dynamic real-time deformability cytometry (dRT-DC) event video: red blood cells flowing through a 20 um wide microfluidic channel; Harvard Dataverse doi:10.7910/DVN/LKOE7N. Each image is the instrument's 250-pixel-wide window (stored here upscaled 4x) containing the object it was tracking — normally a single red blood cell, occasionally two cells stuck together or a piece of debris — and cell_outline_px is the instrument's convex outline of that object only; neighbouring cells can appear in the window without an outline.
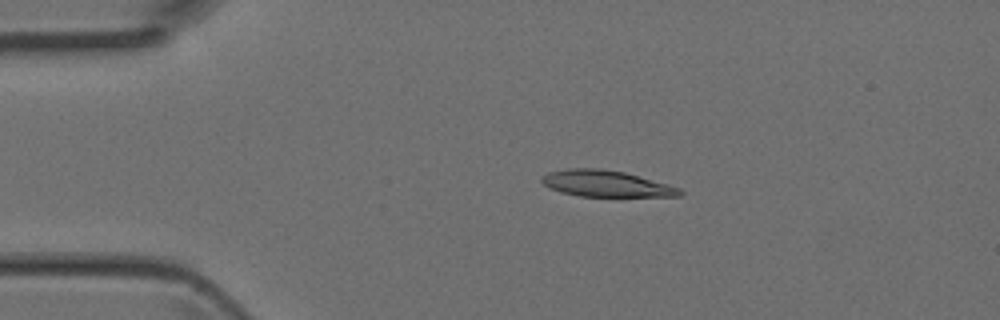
{"species": "Egyptian fruit bat (a non-hibernating species)", "species_latin": "Rousettus aegyptiacus", "temperature_condition": "room temperature", "stored_images_in_passage": 3, "camera_frame_rate_fps": 3000, "um_per_image_px": 0.085, "animal": {"sex": "female"}, "frame": {"image": 1, "passage_image": 2, "time_ms": 0.333, "image_size_px": [1000, 320], "cell_outline_px": [[684, 192], [680, 196], [580, 196], [560, 192], [544, 184], [540, 180], [540, 176], [548, 172], [568, 168], [600, 168], [624, 172], [668, 184], [680, 188]], "centroid_in_image_um": [51.49, 15.6], "position_along_channel_um": 33.5, "area_um2": 21.1}}